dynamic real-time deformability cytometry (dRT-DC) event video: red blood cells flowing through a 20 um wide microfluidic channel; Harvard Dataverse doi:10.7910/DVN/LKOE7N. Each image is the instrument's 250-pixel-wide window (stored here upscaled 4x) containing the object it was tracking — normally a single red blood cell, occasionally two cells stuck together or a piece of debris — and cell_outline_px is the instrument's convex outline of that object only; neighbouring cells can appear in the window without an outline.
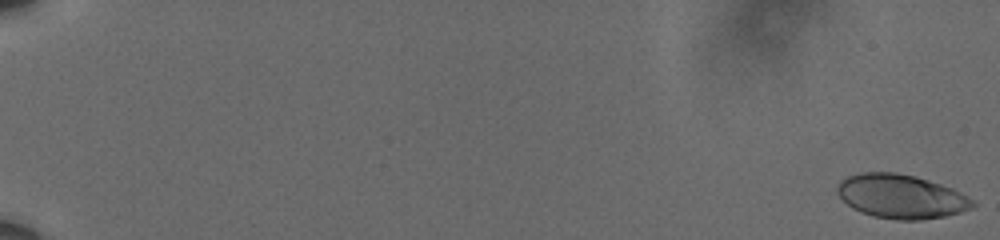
{"species": "human", "species_latin": "Homo sapiens", "temperature_condition": "cold", "stored_images_in_passage": 44, "segment_of_instrument_passage": [1, 2], "camera_frame_rate_fps": 3000, "um_per_image_px": 0.085, "donor": {"sex": "male"}, "frame": {"image": 1, "passage_image": 1, "time_ms": 0.0, "image_size_px": [1000, 240], "cell_outline_px": [[976, 204], [972, 208], [960, 212], [944, 216], [920, 220], [896, 220], [872, 216], [860, 212], [852, 208], [836, 192], [836, 184], [844, 176], [860, 172], [896, 172], [916, 176], [952, 188], [976, 200]], "centroid_in_image_um": [76.57, 16.69], "position_along_channel_um": 8.4, "area_um2": 35.08}}
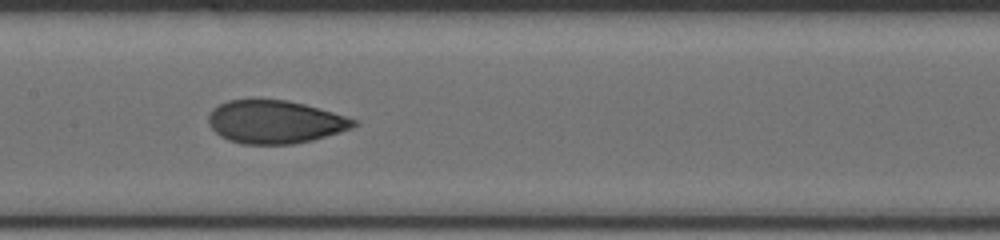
{"frame": {"image": 2, "passage_image": 21, "time_ms": 6.667, "image_size_px": [1000, 240], "cell_outline_px": [[356, 124], [352, 128], [340, 132], [312, 140], [292, 144], [244, 144], [228, 140], [220, 136], [208, 124], [208, 116], [212, 108], [228, 100], [288, 100], [304, 104], [332, 112], [356, 120]], "centroid_in_image_um": [23.34, 10.36], "position_along_channel_um": 184.1, "area_um2": 36.18}}
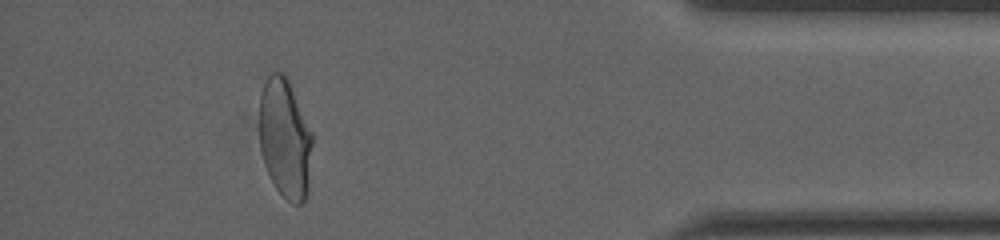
{"frame": {"image": 3, "passage_image": 39, "time_ms": 12.667, "image_size_px": [1000, 240], "cell_outline_px": [[312, 144], [308, 192], [304, 200], [300, 204], [292, 204], [276, 188], [264, 164], [260, 148], [260, 96], [264, 84], [268, 76], [272, 72], [284, 72], [288, 80], [312, 132]], "centroid_in_image_um": [24.23, 11.78], "position_along_channel_um": 411.0, "area_um2": 36.7}}